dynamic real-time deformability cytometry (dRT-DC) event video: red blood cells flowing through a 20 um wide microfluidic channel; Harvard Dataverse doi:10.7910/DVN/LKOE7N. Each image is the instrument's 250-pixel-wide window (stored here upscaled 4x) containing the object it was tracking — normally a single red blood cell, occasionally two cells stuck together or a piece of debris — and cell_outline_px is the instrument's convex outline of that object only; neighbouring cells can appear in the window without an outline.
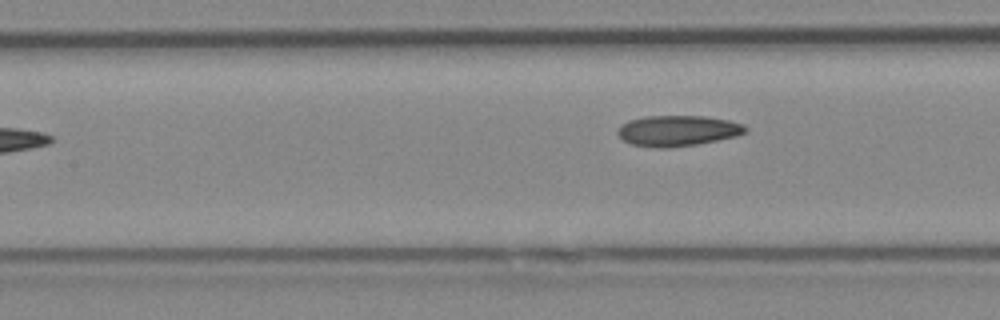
{"species": "Egyptian fruit bat (a non-hibernating species)", "species_latin": "Rousettus aegyptiacus", "temperature_condition": "cold", "stored_images_in_passage": 5, "camera_frame_rate_fps": 3000, "um_per_image_px": 0.085, "animal": {"sex": "female"}, "frame": {"image": 1, "passage_image": 5, "time_ms": 1.333, "image_size_px": [1000, 320], "cell_outline_px": [[748, 132], [736, 136], [696, 144], [668, 148], [656, 148], [628, 144], [616, 132], [620, 124], [628, 120], [644, 116], [704, 116], [728, 120], [744, 124], [748, 128]], "centroid_in_image_um": [57.58, 11.11], "position_along_channel_um": 149.8, "area_um2": 23.06}}